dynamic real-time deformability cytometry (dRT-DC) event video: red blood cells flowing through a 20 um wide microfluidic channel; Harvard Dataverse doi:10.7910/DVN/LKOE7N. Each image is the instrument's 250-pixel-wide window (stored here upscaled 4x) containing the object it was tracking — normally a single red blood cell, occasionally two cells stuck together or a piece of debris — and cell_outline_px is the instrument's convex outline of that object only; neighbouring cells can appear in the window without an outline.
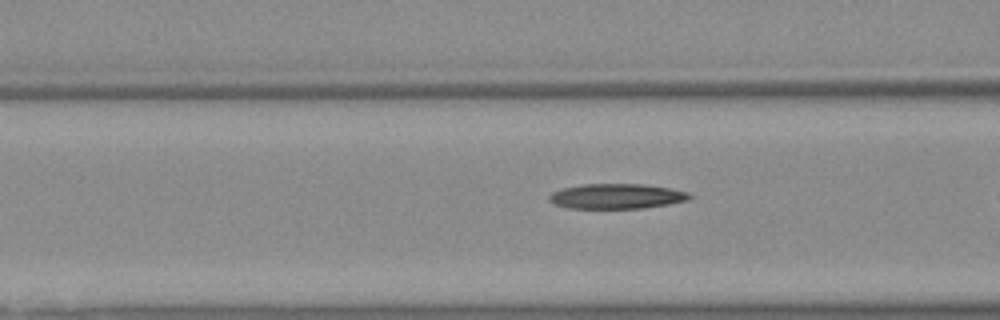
{"species": "Egyptian fruit bat (a non-hibernating species)", "species_latin": "Rousettus aegyptiacus", "temperature_condition": "warm", "stored_images_in_passage": 6, "camera_frame_rate_fps": 3000, "um_per_image_px": 0.085, "animal": {"sex": "female"}, "frame": {"image": 1, "passage_image": 5, "time_ms": 1.333, "image_size_px": [1000, 320], "cell_outline_px": [[692, 196], [688, 200], [668, 204], [644, 208], [568, 208], [552, 204], [548, 200], [548, 196], [552, 192], [564, 188], [584, 184], [644, 184], [672, 188], [688, 192]], "centroid_in_image_um": [52.41, 16.68], "position_along_channel_um": 114.2, "area_um2": 20.58}}